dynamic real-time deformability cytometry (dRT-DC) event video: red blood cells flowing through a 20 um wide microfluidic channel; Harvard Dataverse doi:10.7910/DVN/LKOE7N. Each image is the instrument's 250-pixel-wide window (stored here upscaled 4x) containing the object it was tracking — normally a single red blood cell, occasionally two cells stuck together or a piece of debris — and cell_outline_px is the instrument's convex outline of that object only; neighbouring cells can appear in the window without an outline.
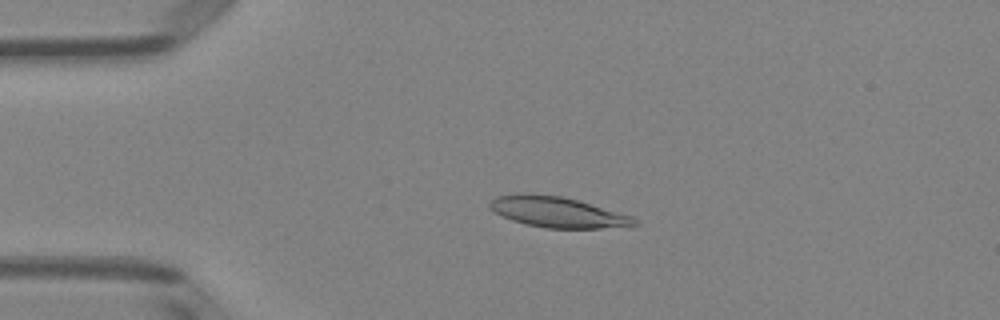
{"species": "Egyptian fruit bat (a non-hibernating species)", "species_latin": "Rousettus aegyptiacus", "temperature_condition": "room temperature", "stored_images_in_passage": 51, "camera_frame_rate_fps": 3000, "um_per_image_px": 0.085, "animal": {"sex": "female"}, "frame": {"image": 1, "passage_image": 12, "time_ms": 3.667, "image_size_px": [1000, 320], "cell_outline_px": [[640, 224], [632, 228], [548, 228], [524, 224], [512, 220], [488, 208], [488, 204], [496, 196], [528, 192], [532, 192], [560, 196], [576, 200], [632, 216]], "centroid_in_image_um": [47.43, 18.04], "position_along_channel_um": 37.6, "area_um2": 26.01}}
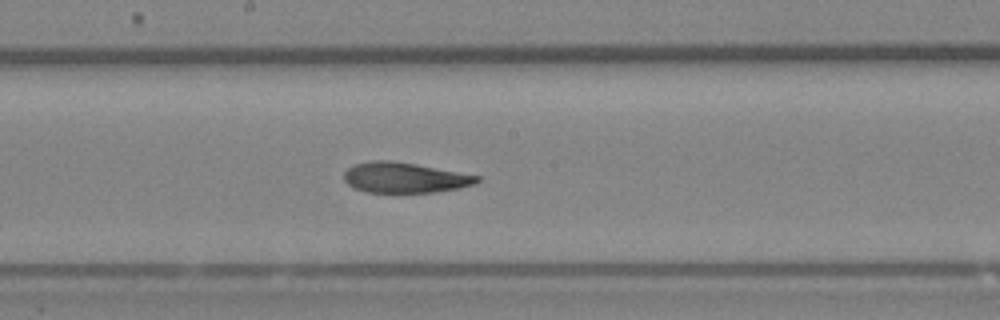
{"frame": {"image": 2, "passage_image": 28, "time_ms": 9.0, "image_size_px": [1000, 320], "cell_outline_px": [[480, 180], [476, 184], [460, 188], [436, 192], [368, 192], [352, 188], [344, 180], [344, 172], [352, 164], [368, 160], [392, 160], [416, 164], [480, 176]], "centroid_in_image_um": [34.37, 15.09], "position_along_channel_um": 213.8, "area_um2": 23.76}}
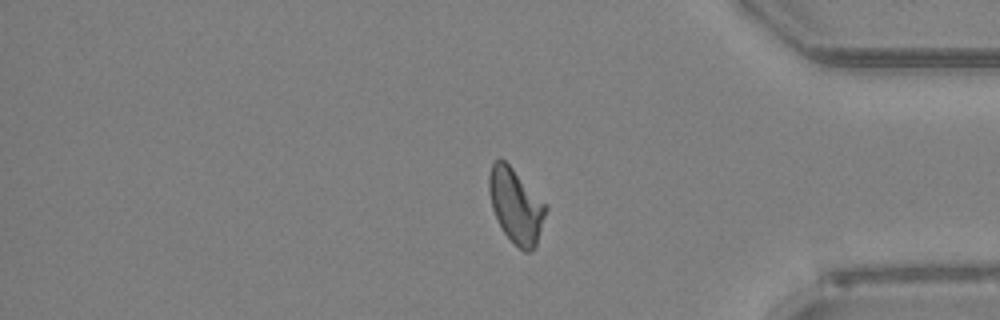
{"frame": {"image": 3, "passage_image": 43, "time_ms": 14.0, "image_size_px": [1000, 320], "cell_outline_px": [[548, 208], [536, 248], [532, 252], [524, 252], [504, 232], [492, 208], [488, 188], [488, 176], [492, 164], [500, 156], [548, 204]], "centroid_in_image_um": [43.89, 17.49], "position_along_channel_um": 391.3, "area_um2": 24.74}, "authors_computed_cell_mechanics": {"area_um2": 25.0852, "velocity_mm_per_s": 3.9621, "shape_relaxation_time_tau1_ms": 5.9542, "shape_relaxation_time_tau2_ms": 2.5777, "deformation_change_tau1": 0.1777, "deformation_change_tau2": 0.0865}}